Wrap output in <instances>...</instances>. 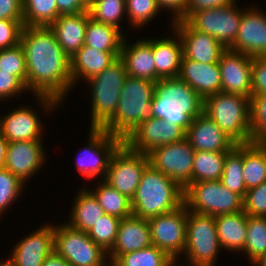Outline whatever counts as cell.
I'll return each instance as SVG.
<instances>
[{
	"label": "cell",
	"mask_w": 266,
	"mask_h": 266,
	"mask_svg": "<svg viewBox=\"0 0 266 266\" xmlns=\"http://www.w3.org/2000/svg\"><path fill=\"white\" fill-rule=\"evenodd\" d=\"M20 44L26 60L27 91L35 94L48 113L58 108L73 87L70 59L49 27L24 26Z\"/></svg>",
	"instance_id": "1"
},
{
	"label": "cell",
	"mask_w": 266,
	"mask_h": 266,
	"mask_svg": "<svg viewBox=\"0 0 266 266\" xmlns=\"http://www.w3.org/2000/svg\"><path fill=\"white\" fill-rule=\"evenodd\" d=\"M203 112V98L179 78H160L151 101L152 117L176 124L185 131Z\"/></svg>",
	"instance_id": "2"
},
{
	"label": "cell",
	"mask_w": 266,
	"mask_h": 266,
	"mask_svg": "<svg viewBox=\"0 0 266 266\" xmlns=\"http://www.w3.org/2000/svg\"><path fill=\"white\" fill-rule=\"evenodd\" d=\"M184 204V189L150 164L131 199L132 214L149 219L175 211Z\"/></svg>",
	"instance_id": "3"
},
{
	"label": "cell",
	"mask_w": 266,
	"mask_h": 266,
	"mask_svg": "<svg viewBox=\"0 0 266 266\" xmlns=\"http://www.w3.org/2000/svg\"><path fill=\"white\" fill-rule=\"evenodd\" d=\"M156 82L127 77L120 94L117 110L102 127L109 134L125 141L142 121L152 117L151 101Z\"/></svg>",
	"instance_id": "4"
},
{
	"label": "cell",
	"mask_w": 266,
	"mask_h": 266,
	"mask_svg": "<svg viewBox=\"0 0 266 266\" xmlns=\"http://www.w3.org/2000/svg\"><path fill=\"white\" fill-rule=\"evenodd\" d=\"M203 113L236 144L251 143L249 98L219 92L203 99Z\"/></svg>",
	"instance_id": "5"
},
{
	"label": "cell",
	"mask_w": 266,
	"mask_h": 266,
	"mask_svg": "<svg viewBox=\"0 0 266 266\" xmlns=\"http://www.w3.org/2000/svg\"><path fill=\"white\" fill-rule=\"evenodd\" d=\"M127 77L124 63L118 58L104 71L85 81L92 89L90 128H102L113 117Z\"/></svg>",
	"instance_id": "6"
},
{
	"label": "cell",
	"mask_w": 266,
	"mask_h": 266,
	"mask_svg": "<svg viewBox=\"0 0 266 266\" xmlns=\"http://www.w3.org/2000/svg\"><path fill=\"white\" fill-rule=\"evenodd\" d=\"M243 197L230 191L221 180L190 183L184 189V204L189 211L217 216L243 211Z\"/></svg>",
	"instance_id": "7"
},
{
	"label": "cell",
	"mask_w": 266,
	"mask_h": 266,
	"mask_svg": "<svg viewBox=\"0 0 266 266\" xmlns=\"http://www.w3.org/2000/svg\"><path fill=\"white\" fill-rule=\"evenodd\" d=\"M222 247L219 243L215 216L188 210L184 255L191 266H215Z\"/></svg>",
	"instance_id": "8"
},
{
	"label": "cell",
	"mask_w": 266,
	"mask_h": 266,
	"mask_svg": "<svg viewBox=\"0 0 266 266\" xmlns=\"http://www.w3.org/2000/svg\"><path fill=\"white\" fill-rule=\"evenodd\" d=\"M148 165L147 154L134 151L123 141L110 158L104 180L131 200Z\"/></svg>",
	"instance_id": "9"
},
{
	"label": "cell",
	"mask_w": 266,
	"mask_h": 266,
	"mask_svg": "<svg viewBox=\"0 0 266 266\" xmlns=\"http://www.w3.org/2000/svg\"><path fill=\"white\" fill-rule=\"evenodd\" d=\"M54 251L72 266H87L102 262L107 253L87 234L65 224L54 226Z\"/></svg>",
	"instance_id": "10"
},
{
	"label": "cell",
	"mask_w": 266,
	"mask_h": 266,
	"mask_svg": "<svg viewBox=\"0 0 266 266\" xmlns=\"http://www.w3.org/2000/svg\"><path fill=\"white\" fill-rule=\"evenodd\" d=\"M195 150L186 140L165 144L149 152V164L170 177L181 188L192 183Z\"/></svg>",
	"instance_id": "11"
},
{
	"label": "cell",
	"mask_w": 266,
	"mask_h": 266,
	"mask_svg": "<svg viewBox=\"0 0 266 266\" xmlns=\"http://www.w3.org/2000/svg\"><path fill=\"white\" fill-rule=\"evenodd\" d=\"M188 208L185 204L175 211L147 219L152 245L161 249L173 260L184 252Z\"/></svg>",
	"instance_id": "12"
},
{
	"label": "cell",
	"mask_w": 266,
	"mask_h": 266,
	"mask_svg": "<svg viewBox=\"0 0 266 266\" xmlns=\"http://www.w3.org/2000/svg\"><path fill=\"white\" fill-rule=\"evenodd\" d=\"M235 4L195 12L186 21L197 31L209 34L224 47L230 48L242 17V10Z\"/></svg>",
	"instance_id": "13"
},
{
	"label": "cell",
	"mask_w": 266,
	"mask_h": 266,
	"mask_svg": "<svg viewBox=\"0 0 266 266\" xmlns=\"http://www.w3.org/2000/svg\"><path fill=\"white\" fill-rule=\"evenodd\" d=\"M90 129L87 147L77 155L75 164L79 173L87 179L101 175L100 179H105L110 158L123 141L102 128Z\"/></svg>",
	"instance_id": "14"
},
{
	"label": "cell",
	"mask_w": 266,
	"mask_h": 266,
	"mask_svg": "<svg viewBox=\"0 0 266 266\" xmlns=\"http://www.w3.org/2000/svg\"><path fill=\"white\" fill-rule=\"evenodd\" d=\"M186 131L173 123L156 117L142 121L124 141L136 152L148 154L156 147L185 139Z\"/></svg>",
	"instance_id": "15"
},
{
	"label": "cell",
	"mask_w": 266,
	"mask_h": 266,
	"mask_svg": "<svg viewBox=\"0 0 266 266\" xmlns=\"http://www.w3.org/2000/svg\"><path fill=\"white\" fill-rule=\"evenodd\" d=\"M171 23L172 29L181 38L184 58L205 64H218L226 47L209 34L194 29L186 20Z\"/></svg>",
	"instance_id": "16"
},
{
	"label": "cell",
	"mask_w": 266,
	"mask_h": 266,
	"mask_svg": "<svg viewBox=\"0 0 266 266\" xmlns=\"http://www.w3.org/2000/svg\"><path fill=\"white\" fill-rule=\"evenodd\" d=\"M256 8L242 9L238 33L229 49L250 57H265L266 15Z\"/></svg>",
	"instance_id": "17"
},
{
	"label": "cell",
	"mask_w": 266,
	"mask_h": 266,
	"mask_svg": "<svg viewBox=\"0 0 266 266\" xmlns=\"http://www.w3.org/2000/svg\"><path fill=\"white\" fill-rule=\"evenodd\" d=\"M222 92L251 97L252 57L227 48L218 62Z\"/></svg>",
	"instance_id": "18"
},
{
	"label": "cell",
	"mask_w": 266,
	"mask_h": 266,
	"mask_svg": "<svg viewBox=\"0 0 266 266\" xmlns=\"http://www.w3.org/2000/svg\"><path fill=\"white\" fill-rule=\"evenodd\" d=\"M43 141H16L7 146L4 168L14 174L20 181L30 179L45 163Z\"/></svg>",
	"instance_id": "19"
},
{
	"label": "cell",
	"mask_w": 266,
	"mask_h": 266,
	"mask_svg": "<svg viewBox=\"0 0 266 266\" xmlns=\"http://www.w3.org/2000/svg\"><path fill=\"white\" fill-rule=\"evenodd\" d=\"M185 139L195 151L229 153L236 143L205 113L194 118Z\"/></svg>",
	"instance_id": "20"
},
{
	"label": "cell",
	"mask_w": 266,
	"mask_h": 266,
	"mask_svg": "<svg viewBox=\"0 0 266 266\" xmlns=\"http://www.w3.org/2000/svg\"><path fill=\"white\" fill-rule=\"evenodd\" d=\"M11 252L14 266H42L48 255L54 251L53 225H43L25 236Z\"/></svg>",
	"instance_id": "21"
},
{
	"label": "cell",
	"mask_w": 266,
	"mask_h": 266,
	"mask_svg": "<svg viewBox=\"0 0 266 266\" xmlns=\"http://www.w3.org/2000/svg\"><path fill=\"white\" fill-rule=\"evenodd\" d=\"M35 112L32 107L20 106L0 117V132L8 142L42 141L43 126Z\"/></svg>",
	"instance_id": "22"
},
{
	"label": "cell",
	"mask_w": 266,
	"mask_h": 266,
	"mask_svg": "<svg viewBox=\"0 0 266 266\" xmlns=\"http://www.w3.org/2000/svg\"><path fill=\"white\" fill-rule=\"evenodd\" d=\"M152 245L147 219L131 215L121 219L112 249L107 253L113 262L119 255L141 250Z\"/></svg>",
	"instance_id": "23"
},
{
	"label": "cell",
	"mask_w": 266,
	"mask_h": 266,
	"mask_svg": "<svg viewBox=\"0 0 266 266\" xmlns=\"http://www.w3.org/2000/svg\"><path fill=\"white\" fill-rule=\"evenodd\" d=\"M178 78L187 83L203 99L222 92L218 64H205L183 57Z\"/></svg>",
	"instance_id": "24"
},
{
	"label": "cell",
	"mask_w": 266,
	"mask_h": 266,
	"mask_svg": "<svg viewBox=\"0 0 266 266\" xmlns=\"http://www.w3.org/2000/svg\"><path fill=\"white\" fill-rule=\"evenodd\" d=\"M126 42L127 40L124 38L119 58L124 63L127 75L132 78L155 82V61L152 53V39H140L133 45Z\"/></svg>",
	"instance_id": "25"
},
{
	"label": "cell",
	"mask_w": 266,
	"mask_h": 266,
	"mask_svg": "<svg viewBox=\"0 0 266 266\" xmlns=\"http://www.w3.org/2000/svg\"><path fill=\"white\" fill-rule=\"evenodd\" d=\"M88 11L60 15L49 28L69 59L84 45Z\"/></svg>",
	"instance_id": "26"
},
{
	"label": "cell",
	"mask_w": 266,
	"mask_h": 266,
	"mask_svg": "<svg viewBox=\"0 0 266 266\" xmlns=\"http://www.w3.org/2000/svg\"><path fill=\"white\" fill-rule=\"evenodd\" d=\"M120 57V52H103L83 45L70 58V72L73 85L80 79L89 80L101 73Z\"/></svg>",
	"instance_id": "27"
},
{
	"label": "cell",
	"mask_w": 266,
	"mask_h": 266,
	"mask_svg": "<svg viewBox=\"0 0 266 266\" xmlns=\"http://www.w3.org/2000/svg\"><path fill=\"white\" fill-rule=\"evenodd\" d=\"M174 33L176 38L152 39L155 82L160 78H178L180 73L183 47L179 34L176 31Z\"/></svg>",
	"instance_id": "28"
},
{
	"label": "cell",
	"mask_w": 266,
	"mask_h": 266,
	"mask_svg": "<svg viewBox=\"0 0 266 266\" xmlns=\"http://www.w3.org/2000/svg\"><path fill=\"white\" fill-rule=\"evenodd\" d=\"M247 218L244 211L215 216L219 243L224 250L242 252L247 236ZM226 248V249H225Z\"/></svg>",
	"instance_id": "29"
},
{
	"label": "cell",
	"mask_w": 266,
	"mask_h": 266,
	"mask_svg": "<svg viewBox=\"0 0 266 266\" xmlns=\"http://www.w3.org/2000/svg\"><path fill=\"white\" fill-rule=\"evenodd\" d=\"M75 197L68 224L83 232H88L105 214L94 195L88 189H80Z\"/></svg>",
	"instance_id": "30"
},
{
	"label": "cell",
	"mask_w": 266,
	"mask_h": 266,
	"mask_svg": "<svg viewBox=\"0 0 266 266\" xmlns=\"http://www.w3.org/2000/svg\"><path fill=\"white\" fill-rule=\"evenodd\" d=\"M124 37L119 29L95 21L88 12L84 45L103 52H121Z\"/></svg>",
	"instance_id": "31"
},
{
	"label": "cell",
	"mask_w": 266,
	"mask_h": 266,
	"mask_svg": "<svg viewBox=\"0 0 266 266\" xmlns=\"http://www.w3.org/2000/svg\"><path fill=\"white\" fill-rule=\"evenodd\" d=\"M101 181L98 182V186L94 191H89L94 195L104 212L120 219L131 216V200L114 189L105 180L101 179Z\"/></svg>",
	"instance_id": "32"
},
{
	"label": "cell",
	"mask_w": 266,
	"mask_h": 266,
	"mask_svg": "<svg viewBox=\"0 0 266 266\" xmlns=\"http://www.w3.org/2000/svg\"><path fill=\"white\" fill-rule=\"evenodd\" d=\"M243 178L247 190L266 181L263 142L243 144Z\"/></svg>",
	"instance_id": "33"
},
{
	"label": "cell",
	"mask_w": 266,
	"mask_h": 266,
	"mask_svg": "<svg viewBox=\"0 0 266 266\" xmlns=\"http://www.w3.org/2000/svg\"><path fill=\"white\" fill-rule=\"evenodd\" d=\"M227 154L221 152L195 151L192 183L221 180Z\"/></svg>",
	"instance_id": "34"
},
{
	"label": "cell",
	"mask_w": 266,
	"mask_h": 266,
	"mask_svg": "<svg viewBox=\"0 0 266 266\" xmlns=\"http://www.w3.org/2000/svg\"><path fill=\"white\" fill-rule=\"evenodd\" d=\"M56 0H23V25L49 27L58 17Z\"/></svg>",
	"instance_id": "35"
},
{
	"label": "cell",
	"mask_w": 266,
	"mask_h": 266,
	"mask_svg": "<svg viewBox=\"0 0 266 266\" xmlns=\"http://www.w3.org/2000/svg\"><path fill=\"white\" fill-rule=\"evenodd\" d=\"M221 182L244 198L247 189L243 178V144H236L226 155Z\"/></svg>",
	"instance_id": "36"
},
{
	"label": "cell",
	"mask_w": 266,
	"mask_h": 266,
	"mask_svg": "<svg viewBox=\"0 0 266 266\" xmlns=\"http://www.w3.org/2000/svg\"><path fill=\"white\" fill-rule=\"evenodd\" d=\"M173 261L165 252L155 245L119 255L112 266H168Z\"/></svg>",
	"instance_id": "37"
},
{
	"label": "cell",
	"mask_w": 266,
	"mask_h": 266,
	"mask_svg": "<svg viewBox=\"0 0 266 266\" xmlns=\"http://www.w3.org/2000/svg\"><path fill=\"white\" fill-rule=\"evenodd\" d=\"M243 252L252 263L266 254V217L248 216Z\"/></svg>",
	"instance_id": "38"
},
{
	"label": "cell",
	"mask_w": 266,
	"mask_h": 266,
	"mask_svg": "<svg viewBox=\"0 0 266 266\" xmlns=\"http://www.w3.org/2000/svg\"><path fill=\"white\" fill-rule=\"evenodd\" d=\"M89 15L95 21L116 27L126 14L125 0H93L87 8ZM122 18V19H121Z\"/></svg>",
	"instance_id": "39"
},
{
	"label": "cell",
	"mask_w": 266,
	"mask_h": 266,
	"mask_svg": "<svg viewBox=\"0 0 266 266\" xmlns=\"http://www.w3.org/2000/svg\"><path fill=\"white\" fill-rule=\"evenodd\" d=\"M120 221V218L105 213L87 234L99 247L108 253L115 243Z\"/></svg>",
	"instance_id": "40"
},
{
	"label": "cell",
	"mask_w": 266,
	"mask_h": 266,
	"mask_svg": "<svg viewBox=\"0 0 266 266\" xmlns=\"http://www.w3.org/2000/svg\"><path fill=\"white\" fill-rule=\"evenodd\" d=\"M249 109L251 142H266V94L251 95Z\"/></svg>",
	"instance_id": "41"
},
{
	"label": "cell",
	"mask_w": 266,
	"mask_h": 266,
	"mask_svg": "<svg viewBox=\"0 0 266 266\" xmlns=\"http://www.w3.org/2000/svg\"><path fill=\"white\" fill-rule=\"evenodd\" d=\"M0 71L17 76L27 88L26 60L20 43L10 48L0 49Z\"/></svg>",
	"instance_id": "42"
},
{
	"label": "cell",
	"mask_w": 266,
	"mask_h": 266,
	"mask_svg": "<svg viewBox=\"0 0 266 266\" xmlns=\"http://www.w3.org/2000/svg\"><path fill=\"white\" fill-rule=\"evenodd\" d=\"M125 5L128 23L136 28L153 20L161 10L157 0H125Z\"/></svg>",
	"instance_id": "43"
},
{
	"label": "cell",
	"mask_w": 266,
	"mask_h": 266,
	"mask_svg": "<svg viewBox=\"0 0 266 266\" xmlns=\"http://www.w3.org/2000/svg\"><path fill=\"white\" fill-rule=\"evenodd\" d=\"M23 182L4 167L0 168V218L7 207L17 200L23 189Z\"/></svg>",
	"instance_id": "44"
},
{
	"label": "cell",
	"mask_w": 266,
	"mask_h": 266,
	"mask_svg": "<svg viewBox=\"0 0 266 266\" xmlns=\"http://www.w3.org/2000/svg\"><path fill=\"white\" fill-rule=\"evenodd\" d=\"M243 211L248 216L266 217V181L246 191Z\"/></svg>",
	"instance_id": "45"
},
{
	"label": "cell",
	"mask_w": 266,
	"mask_h": 266,
	"mask_svg": "<svg viewBox=\"0 0 266 266\" xmlns=\"http://www.w3.org/2000/svg\"><path fill=\"white\" fill-rule=\"evenodd\" d=\"M23 27V20L0 19V49L18 45Z\"/></svg>",
	"instance_id": "46"
},
{
	"label": "cell",
	"mask_w": 266,
	"mask_h": 266,
	"mask_svg": "<svg viewBox=\"0 0 266 266\" xmlns=\"http://www.w3.org/2000/svg\"><path fill=\"white\" fill-rule=\"evenodd\" d=\"M25 90L26 85L17 76L0 71V100H8V97L18 96Z\"/></svg>",
	"instance_id": "47"
},
{
	"label": "cell",
	"mask_w": 266,
	"mask_h": 266,
	"mask_svg": "<svg viewBox=\"0 0 266 266\" xmlns=\"http://www.w3.org/2000/svg\"><path fill=\"white\" fill-rule=\"evenodd\" d=\"M251 95L266 94V56L252 57Z\"/></svg>",
	"instance_id": "48"
},
{
	"label": "cell",
	"mask_w": 266,
	"mask_h": 266,
	"mask_svg": "<svg viewBox=\"0 0 266 266\" xmlns=\"http://www.w3.org/2000/svg\"><path fill=\"white\" fill-rule=\"evenodd\" d=\"M236 0H187L184 13L177 20H187L193 13L228 6Z\"/></svg>",
	"instance_id": "49"
},
{
	"label": "cell",
	"mask_w": 266,
	"mask_h": 266,
	"mask_svg": "<svg viewBox=\"0 0 266 266\" xmlns=\"http://www.w3.org/2000/svg\"><path fill=\"white\" fill-rule=\"evenodd\" d=\"M0 19L23 20V0H0Z\"/></svg>",
	"instance_id": "50"
},
{
	"label": "cell",
	"mask_w": 266,
	"mask_h": 266,
	"mask_svg": "<svg viewBox=\"0 0 266 266\" xmlns=\"http://www.w3.org/2000/svg\"><path fill=\"white\" fill-rule=\"evenodd\" d=\"M59 15L78 14L88 11L80 0H56Z\"/></svg>",
	"instance_id": "51"
},
{
	"label": "cell",
	"mask_w": 266,
	"mask_h": 266,
	"mask_svg": "<svg viewBox=\"0 0 266 266\" xmlns=\"http://www.w3.org/2000/svg\"><path fill=\"white\" fill-rule=\"evenodd\" d=\"M160 9L166 8L173 14V21H176L185 11L187 0H157Z\"/></svg>",
	"instance_id": "52"
},
{
	"label": "cell",
	"mask_w": 266,
	"mask_h": 266,
	"mask_svg": "<svg viewBox=\"0 0 266 266\" xmlns=\"http://www.w3.org/2000/svg\"><path fill=\"white\" fill-rule=\"evenodd\" d=\"M42 266H72L64 257L53 251L46 257Z\"/></svg>",
	"instance_id": "53"
},
{
	"label": "cell",
	"mask_w": 266,
	"mask_h": 266,
	"mask_svg": "<svg viewBox=\"0 0 266 266\" xmlns=\"http://www.w3.org/2000/svg\"><path fill=\"white\" fill-rule=\"evenodd\" d=\"M8 143L7 139L0 132V168L5 165Z\"/></svg>",
	"instance_id": "54"
},
{
	"label": "cell",
	"mask_w": 266,
	"mask_h": 266,
	"mask_svg": "<svg viewBox=\"0 0 266 266\" xmlns=\"http://www.w3.org/2000/svg\"><path fill=\"white\" fill-rule=\"evenodd\" d=\"M254 266H266V254L257 259L254 263H251V265Z\"/></svg>",
	"instance_id": "55"
},
{
	"label": "cell",
	"mask_w": 266,
	"mask_h": 266,
	"mask_svg": "<svg viewBox=\"0 0 266 266\" xmlns=\"http://www.w3.org/2000/svg\"><path fill=\"white\" fill-rule=\"evenodd\" d=\"M107 258H109V257H106L102 262H100V263H96V264H89V265H87V266H112V261H109V260H111L110 258L109 259H107ZM108 263H107V262Z\"/></svg>",
	"instance_id": "56"
},
{
	"label": "cell",
	"mask_w": 266,
	"mask_h": 266,
	"mask_svg": "<svg viewBox=\"0 0 266 266\" xmlns=\"http://www.w3.org/2000/svg\"><path fill=\"white\" fill-rule=\"evenodd\" d=\"M0 266H14L13 262L11 261L10 258H8L7 260H2L0 261Z\"/></svg>",
	"instance_id": "57"
},
{
	"label": "cell",
	"mask_w": 266,
	"mask_h": 266,
	"mask_svg": "<svg viewBox=\"0 0 266 266\" xmlns=\"http://www.w3.org/2000/svg\"><path fill=\"white\" fill-rule=\"evenodd\" d=\"M263 160L266 169V142H263Z\"/></svg>",
	"instance_id": "58"
},
{
	"label": "cell",
	"mask_w": 266,
	"mask_h": 266,
	"mask_svg": "<svg viewBox=\"0 0 266 266\" xmlns=\"http://www.w3.org/2000/svg\"><path fill=\"white\" fill-rule=\"evenodd\" d=\"M80 1L86 8H88L93 2V0H80Z\"/></svg>",
	"instance_id": "59"
},
{
	"label": "cell",
	"mask_w": 266,
	"mask_h": 266,
	"mask_svg": "<svg viewBox=\"0 0 266 266\" xmlns=\"http://www.w3.org/2000/svg\"><path fill=\"white\" fill-rule=\"evenodd\" d=\"M168 266H179V264L177 265V261L173 260ZM180 266H183V264H181ZM187 266H190V265L187 264Z\"/></svg>",
	"instance_id": "60"
}]
</instances>
